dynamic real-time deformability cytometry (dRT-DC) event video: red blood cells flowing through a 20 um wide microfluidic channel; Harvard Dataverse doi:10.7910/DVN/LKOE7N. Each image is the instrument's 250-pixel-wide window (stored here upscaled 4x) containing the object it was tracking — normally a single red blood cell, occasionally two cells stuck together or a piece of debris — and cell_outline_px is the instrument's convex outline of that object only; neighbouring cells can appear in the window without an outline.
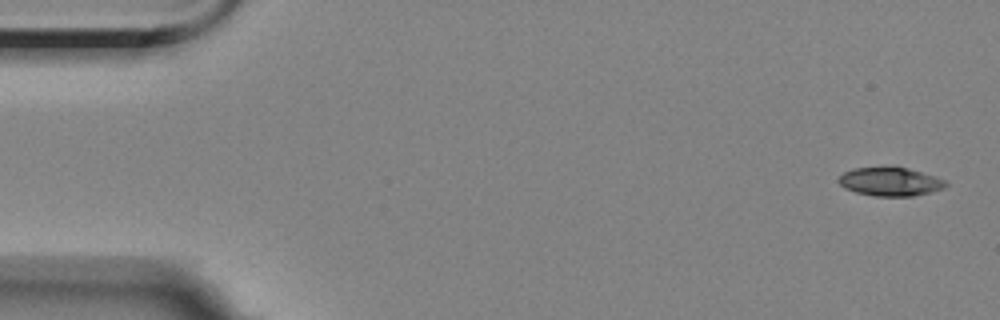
{"species": "Egyptian fruit bat (a non-hibernating species)", "species_latin": "Rousettus aegyptiacus", "temperature_condition": "room temperature", "stored_images_in_passage": 5, "camera_frame_rate_fps": 3000, "um_per_image_px": 0.085, "animal": {"sex": "female"}, "frame": {"image": 1, "passage_image": 1, "time_ms": 0.0, "image_size_px": [1000, 320], "cell_outline_px": [[948, 184], [944, 188], [912, 196], [876, 196], [856, 192], [844, 188], [836, 180], [844, 172], [852, 168], [884, 164], [896, 164], [944, 180]], "centroid_in_image_um": [75.59, 15.38], "position_along_channel_um": 9.4, "area_um2": 18.38}}
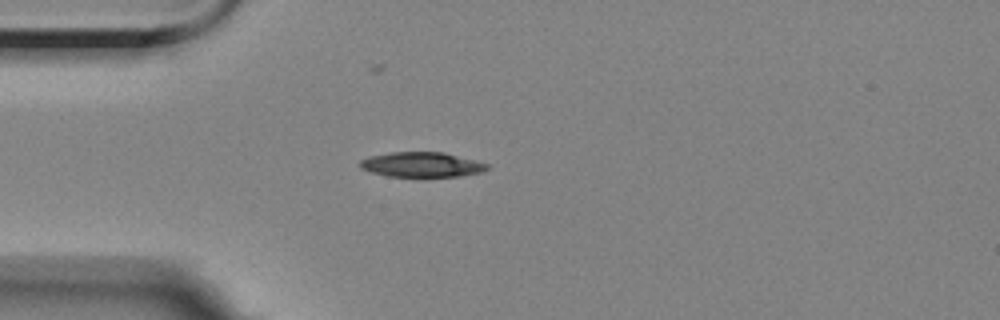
{"frame": {"image": 2, "passage_image": 4, "time_ms": 4.333, "image_size_px": [1000, 320], "cell_outline_px": [[492, 168], [484, 172], [460, 176], [388, 176], [372, 172], [360, 168], [360, 160], [368, 156], [392, 152], [444, 152], [476, 160], [488, 164]], "centroid_in_image_um": [35.9, 13.98], "position_along_channel_um": 49.1, "area_um2": 18.55}}